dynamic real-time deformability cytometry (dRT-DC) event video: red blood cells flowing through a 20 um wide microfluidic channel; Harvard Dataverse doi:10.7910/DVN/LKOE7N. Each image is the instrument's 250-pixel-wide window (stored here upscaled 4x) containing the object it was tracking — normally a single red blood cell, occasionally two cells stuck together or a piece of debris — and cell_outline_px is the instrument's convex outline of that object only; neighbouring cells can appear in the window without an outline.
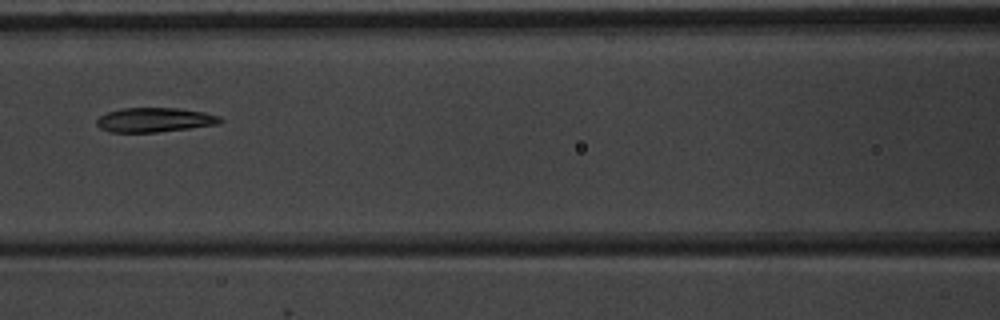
{"species": "common noctule bat (a hibernating species)", "species_latin": "Nyctalus noctula", "temperature_condition": "warm", "stored_images_in_passage": 7, "camera_frame_rate_fps": 3000, "um_per_image_px": 0.085, "animal": {"sex": "male", "body_mass_g": 20.1, "forearm_length_mm": 53.5}, "frame": {"image": 1, "passage_image": 7, "time_ms": 7.667, "image_size_px": [1000, 320], "cell_outline_px": [[224, 120], [220, 124], [156, 132], [108, 132], [100, 128], [96, 124], [96, 120], [100, 116], [108, 112], [120, 108], [176, 108], [204, 112], [220, 116]], "centroid_in_image_um": [13.14, 10.19], "position_along_channel_um": 153.5, "area_um2": 17.57}}